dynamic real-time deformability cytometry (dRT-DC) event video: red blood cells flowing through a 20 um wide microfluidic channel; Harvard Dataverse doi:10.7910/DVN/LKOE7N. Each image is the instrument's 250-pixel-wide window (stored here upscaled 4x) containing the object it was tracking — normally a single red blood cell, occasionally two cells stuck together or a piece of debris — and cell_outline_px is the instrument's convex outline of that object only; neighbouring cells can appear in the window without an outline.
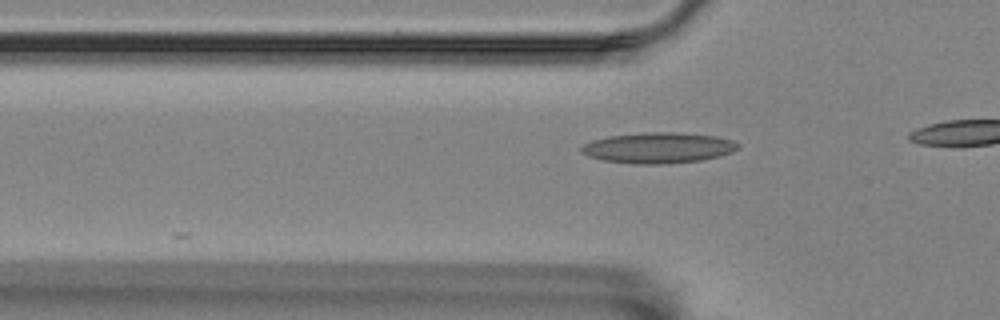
{"species": "Egyptian fruit bat (a non-hibernating species)", "species_latin": "Rousettus aegyptiacus", "temperature_condition": "room temperature", "stored_images_in_passage": 7, "camera_frame_rate_fps": 3000, "um_per_image_px": 0.085, "animal": {"sex": "female"}, "frame": {"image": 1, "passage_image": 4, "time_ms": 1.0, "image_size_px": [1000, 320], "cell_outline_px": [[740, 148], [732, 152], [700, 160], [660, 164], [636, 164], [604, 160], [588, 156], [580, 152], [580, 148], [584, 144], [592, 140], [608, 136], [644, 132], [676, 132], [716, 136], [732, 140], [740, 144]], "centroid_in_image_um": [55.94, 12.55], "position_along_channel_um": 69.9, "area_um2": 27.98}}